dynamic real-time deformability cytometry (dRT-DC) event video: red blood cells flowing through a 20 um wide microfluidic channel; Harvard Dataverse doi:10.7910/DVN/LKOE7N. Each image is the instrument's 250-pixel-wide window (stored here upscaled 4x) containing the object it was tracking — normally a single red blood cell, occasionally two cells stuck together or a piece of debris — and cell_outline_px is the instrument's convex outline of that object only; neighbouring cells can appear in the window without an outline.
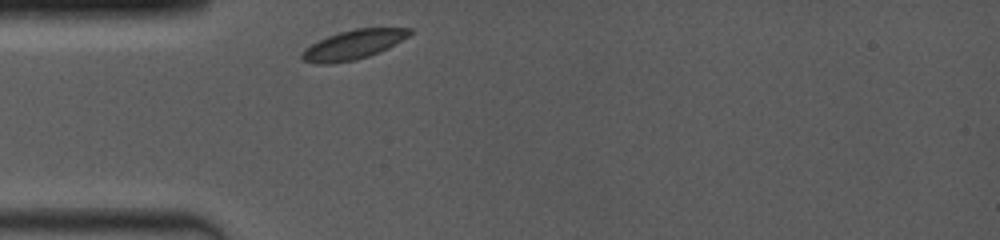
{"species": "common noctule bat (a hibernating species)", "species_latin": "Nyctalus noctula", "temperature_condition": "room temperature", "stored_images_in_passage": 27, "camera_frame_rate_fps": 4000, "um_per_image_px": 0.085, "animal": {"sex": "female", "body_mass_g": 19.0, "forearm_length_mm": 53.3}, "frame": {"image": 1, "passage_image": 1, "time_ms": 0.0, "image_size_px": [1000, 240], "cell_outline_px": [[412, 32], [408, 36], [388, 48], [368, 56], [356, 60], [332, 64], [316, 64], [304, 60], [300, 56], [312, 44], [328, 36], [340, 32], [356, 28], [412, 28]], "centroid_in_image_um": [30.05, 3.8], "position_along_channel_um": 54.9, "area_um2": 18.09}}
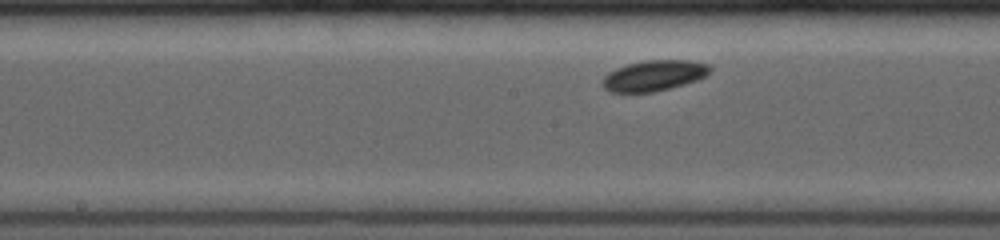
{"frame": {"image": 2, "passage_image": 17, "time_ms": 3.75, "image_size_px": [1000, 240], "cell_outline_px": [[712, 72], [696, 80], [684, 84], [652, 92], [608, 92], [600, 84], [600, 80], [608, 72], [616, 68], [628, 64], [644, 60], [692, 60], [708, 64], [712, 68]], "centroid_in_image_um": [55.56, 6.42], "position_along_channel_um": 192.6, "area_um2": 19.36}}
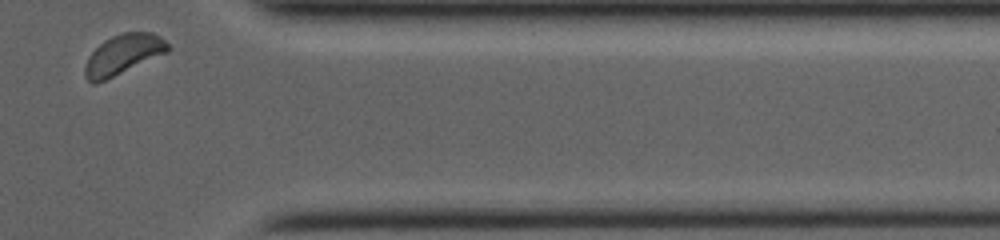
{"frame": {"image": 3, "passage_image": 27, "time_ms": 9.25, "image_size_px": [1000, 240], "cell_outline_px": [[172, 48], [168, 52], [96, 84], [92, 84], [84, 76], [84, 64], [88, 56], [104, 40], [112, 36], [124, 32], [152, 32], [160, 36]], "centroid_in_image_um": [10.45, 4.63], "position_along_channel_um": 400.9, "area_um2": 19.36}, "authors_computed_cell_mechanics": {"area_um2": 19.1318, "velocity_mm_per_s": 3.8414, "shape_relaxation_time_tau1_ms": 0.8447, "shape_relaxation_time_tau2_ms": null, "deformation_change_tau1": 0.0443, "deformation_change_tau2": null}}